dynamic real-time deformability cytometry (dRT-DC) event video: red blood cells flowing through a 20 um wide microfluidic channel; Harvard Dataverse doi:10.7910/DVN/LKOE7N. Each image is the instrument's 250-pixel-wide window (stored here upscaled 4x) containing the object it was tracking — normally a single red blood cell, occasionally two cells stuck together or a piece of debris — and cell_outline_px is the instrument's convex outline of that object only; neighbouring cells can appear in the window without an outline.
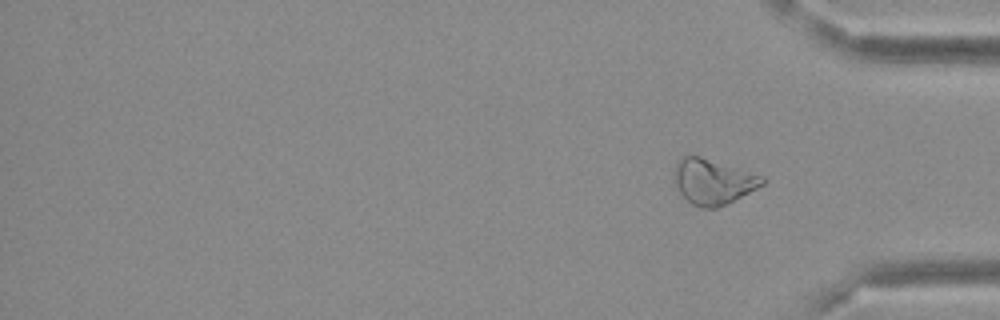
{"species": "Egyptian fruit bat (a non-hibernating species)", "species_latin": "Rousettus aegyptiacus", "temperature_condition": "cold", "stored_images_in_passage": 31, "segment_of_instrument_passage": [2, 2], "camera_frame_rate_fps": 3000, "um_per_image_px": 0.085, "frame": {"image": 1, "passage_image": 31, "time_ms": 10.0, "image_size_px": [1000, 320], "cell_outline_px": [[768, 180], [764, 184], [716, 208], [700, 208], [692, 204], [680, 192], [676, 184], [672, 172], [676, 160], [680, 156], [700, 156], [764, 176]], "centroid_in_image_um": [60.57, 15.41], "position_along_channel_um": 374.6, "area_um2": 23.12}}